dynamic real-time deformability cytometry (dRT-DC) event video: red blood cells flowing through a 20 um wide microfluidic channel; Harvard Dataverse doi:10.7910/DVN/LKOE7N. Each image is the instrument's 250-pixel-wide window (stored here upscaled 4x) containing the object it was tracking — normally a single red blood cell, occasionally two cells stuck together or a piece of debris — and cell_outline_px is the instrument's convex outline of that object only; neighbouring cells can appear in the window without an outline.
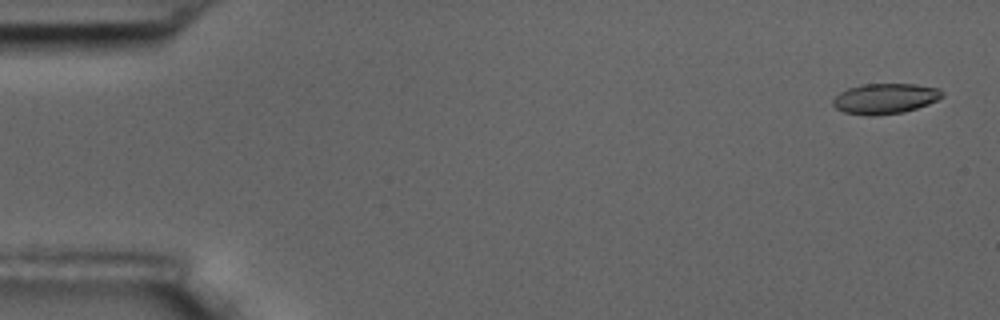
{"species": "common noctule bat (a hibernating species)", "species_latin": "Nyctalus noctula", "temperature_condition": "room temperature", "stored_images_in_passage": 6, "camera_frame_rate_fps": 3000, "um_per_image_px": 0.085, "animal": {"sex": "male", "body_mass_g": 17.5, "forearm_length_mm": 52.3}, "frame": {"image": 1, "passage_image": 1, "time_ms": 0.0, "image_size_px": [1000, 320], "cell_outline_px": [[944, 96], [928, 104], [904, 112], [876, 116], [868, 116], [844, 112], [836, 108], [832, 104], [832, 100], [840, 92], [848, 88], [860, 84], [916, 84], [936, 88], [944, 92]], "centroid_in_image_um": [75.21, 8.38], "position_along_channel_um": 9.8, "area_um2": 19.42}}
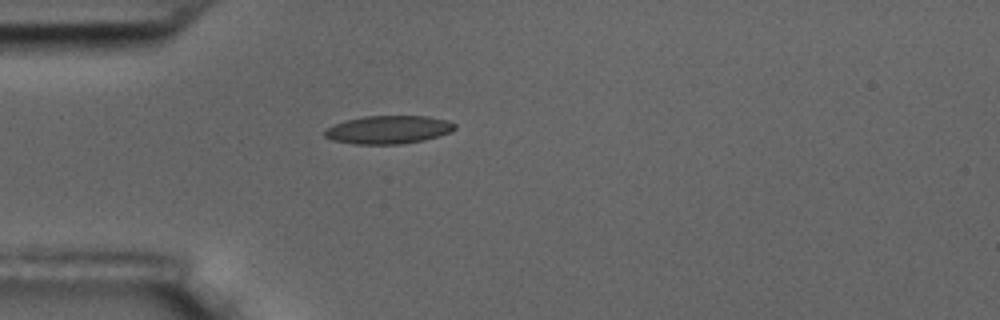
{"frame": {"image": 2, "passage_image": 5, "time_ms": 4.667, "image_size_px": [1000, 320], "cell_outline_px": [[456, 128], [448, 132], [424, 140], [400, 144], [356, 144], [332, 140], [324, 136], [324, 132], [328, 128], [344, 120], [364, 116], [428, 116], [448, 120], [456, 124]], "centroid_in_image_um": [33.01, 11.01], "position_along_channel_um": 52.0, "area_um2": 21.21}}